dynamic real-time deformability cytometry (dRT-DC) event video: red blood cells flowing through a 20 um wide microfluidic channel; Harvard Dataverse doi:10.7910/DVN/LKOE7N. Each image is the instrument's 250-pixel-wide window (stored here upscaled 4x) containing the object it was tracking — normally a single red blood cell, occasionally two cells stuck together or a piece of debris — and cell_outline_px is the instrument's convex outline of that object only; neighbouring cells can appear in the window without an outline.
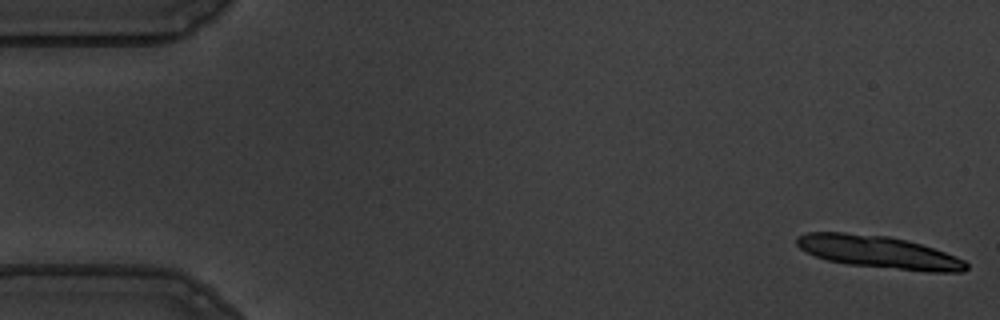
{"species": "common noctule bat (a hibernating species)", "species_latin": "Nyctalus noctula", "temperature_condition": "warm", "stored_images_in_passage": 14, "camera_frame_rate_fps": 3000, "um_per_image_px": 0.085, "animal": {"sex": "male", "body_mass_g": 19.5, "forearm_length_mm": 54.6}, "frame": {"image": 1, "passage_image": 1, "time_ms": 0.0, "image_size_px": [1000, 320], "cell_outline_px": [[968, 268], [964, 272], [928, 272], [848, 264], [828, 260], [816, 256], [800, 248], [796, 244], [796, 236], [808, 232], [844, 232], [888, 236], [908, 240], [956, 256], [964, 260], [968, 264]], "centroid_in_image_um": [74.71, 21.42], "position_along_channel_um": 10.3, "area_um2": 32.02}}